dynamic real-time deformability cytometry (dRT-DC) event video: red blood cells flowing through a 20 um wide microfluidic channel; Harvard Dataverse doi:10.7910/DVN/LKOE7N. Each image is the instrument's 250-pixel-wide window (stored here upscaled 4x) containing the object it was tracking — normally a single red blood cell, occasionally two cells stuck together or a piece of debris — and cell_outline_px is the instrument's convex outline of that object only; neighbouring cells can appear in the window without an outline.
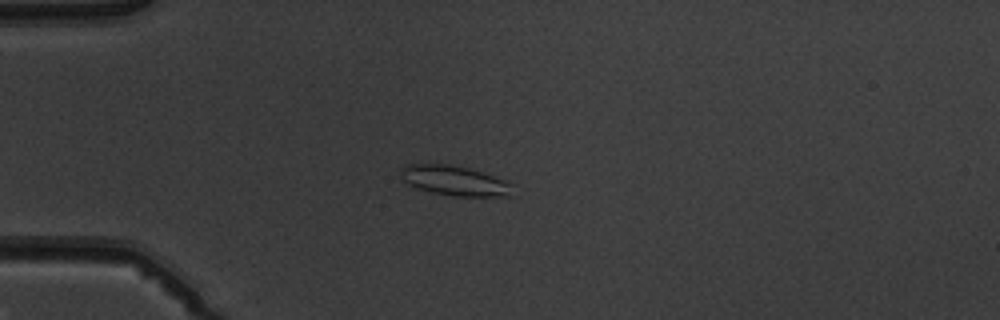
{"species": "common noctule bat (a hibernating species)", "species_latin": "Nyctalus noctula", "temperature_condition": "warm", "stored_images_in_passage": 6, "camera_frame_rate_fps": 3000, "um_per_image_px": 0.085, "animal": {"sex": "male", "body_mass_g": 19.5, "forearm_length_mm": 54.6}, "frame": {"image": 1, "passage_image": 3, "time_ms": 2.333, "image_size_px": [1000, 320], "cell_outline_px": [[516, 184], [512, 196], [452, 196], [432, 192], [416, 188], [408, 184], [400, 176], [400, 168], [408, 164], [448, 164], [468, 168], [508, 180]], "centroid_in_image_um": [38.71, 15.36], "position_along_channel_um": 46.3, "area_um2": 19.83}}
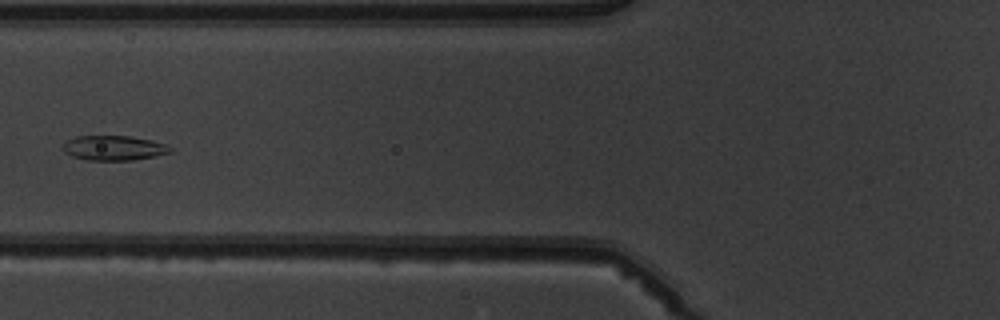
{"frame": {"image": 2, "passage_image": 5, "time_ms": 4.667, "image_size_px": [1000, 320], "cell_outline_px": [[172, 152], [156, 156], [132, 160], [88, 160], [72, 156], [64, 152], [60, 148], [68, 140], [76, 136], [128, 136], [152, 140], [164, 144], [172, 148]], "centroid_in_image_um": [9.66, 12.58], "position_along_channel_um": 116.1, "area_um2": 15.49}}
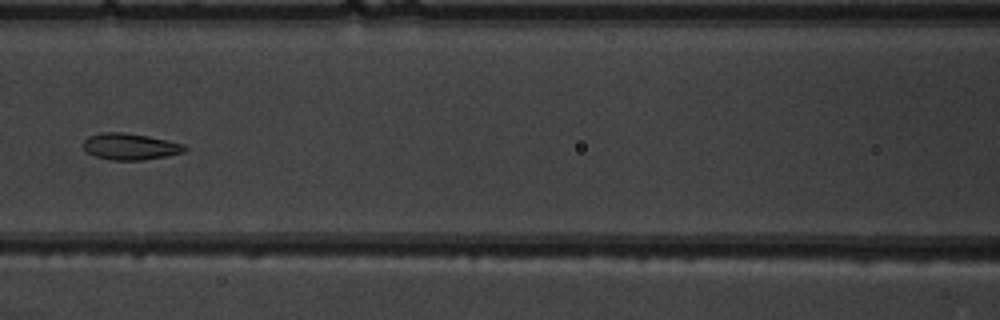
{"frame": {"image": 3, "passage_image": 6, "time_ms": 5.667, "image_size_px": [1000, 320], "cell_outline_px": [[188, 148], [184, 152], [168, 156], [144, 160], [112, 160], [96, 156], [88, 152], [84, 148], [84, 140], [88, 136], [100, 132], [124, 132], [148, 136], [168, 140], [184, 144]], "centroid_in_image_um": [11.1, 12.45], "position_along_channel_um": 155.5, "area_um2": 15.72}}